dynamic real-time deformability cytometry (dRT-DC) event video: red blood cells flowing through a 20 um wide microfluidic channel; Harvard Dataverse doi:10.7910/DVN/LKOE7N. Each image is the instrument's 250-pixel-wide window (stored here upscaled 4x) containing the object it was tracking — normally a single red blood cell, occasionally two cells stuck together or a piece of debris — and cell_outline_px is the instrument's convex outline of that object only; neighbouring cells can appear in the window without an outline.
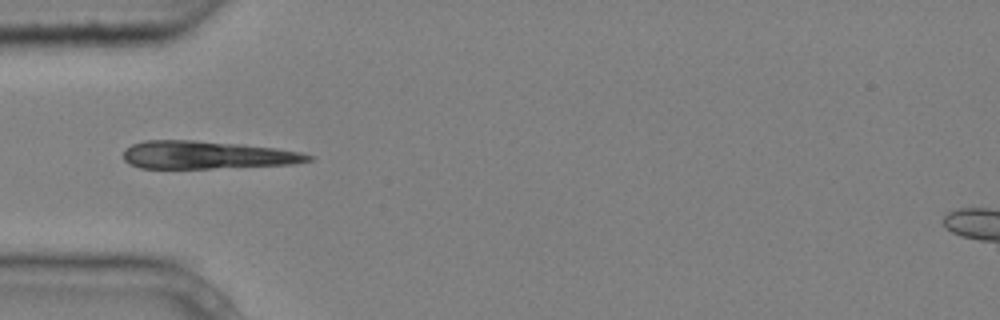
{"species": "common noctule bat (a hibernating species)", "species_latin": "Nyctalus noctula", "temperature_condition": "cold", "stored_images_in_passage": 7, "camera_frame_rate_fps": 3000, "um_per_image_px": 0.085, "animal": {"sex": "male", "body_mass_g": 20.4}, "frame": {"image": 1, "passage_image": 4, "time_ms": 1.0, "image_size_px": [1000, 320], "cell_outline_px": [[316, 156], [312, 160], [292, 164], [212, 168], [140, 168], [128, 164], [124, 160], [124, 148], [132, 144], [144, 140], [192, 140], [240, 144], [276, 148], [300, 152]], "centroid_in_image_um": [17.57, 13.17], "position_along_channel_um": 67.4, "area_um2": 30.06}}
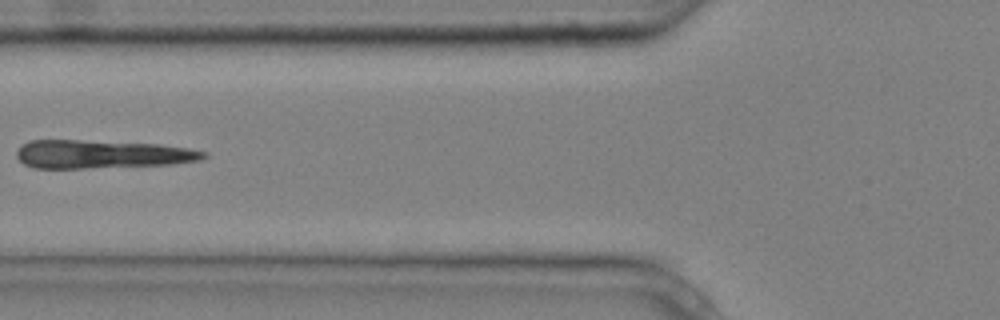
{"frame": {"image": 2, "passage_image": 5, "time_ms": 1.333, "image_size_px": [1000, 320], "cell_outline_px": [[208, 156], [200, 160], [172, 164], [84, 168], [32, 168], [24, 164], [16, 156], [16, 152], [28, 140], [80, 140], [160, 144], [188, 148], [208, 152]], "centroid_in_image_um": [8.66, 13.11], "position_along_channel_um": 117.1, "area_um2": 30.87}}